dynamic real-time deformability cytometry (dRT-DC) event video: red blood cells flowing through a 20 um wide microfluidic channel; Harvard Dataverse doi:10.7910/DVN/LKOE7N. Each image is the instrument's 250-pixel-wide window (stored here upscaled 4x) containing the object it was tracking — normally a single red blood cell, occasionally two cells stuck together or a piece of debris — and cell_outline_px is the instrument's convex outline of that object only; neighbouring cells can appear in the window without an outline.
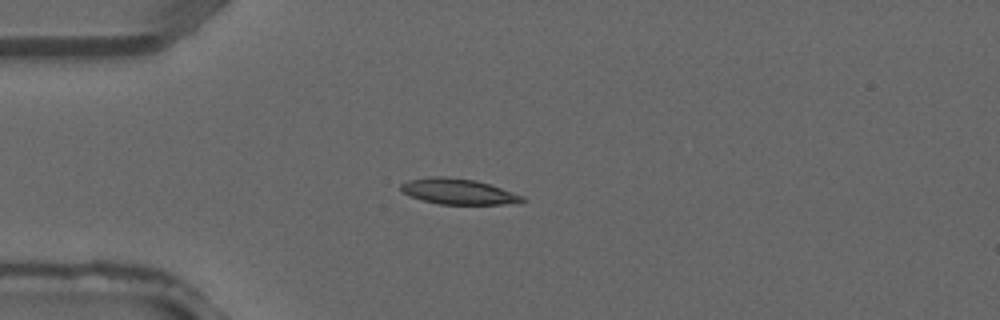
{"species": "common noctule bat (a hibernating species)", "species_latin": "Nyctalus noctula", "temperature_condition": "warm", "stored_images_in_passage": 3, "camera_frame_rate_fps": 3000, "um_per_image_px": 0.085, "animal": {"sex": "male", "forearm_length_mm": 52.5}, "frame": {"image": 1, "passage_image": 3, "time_ms": 0.667, "image_size_px": [1000, 320], "cell_outline_px": [[528, 200], [520, 204], [440, 204], [424, 200], [412, 196], [404, 192], [400, 188], [400, 184], [408, 180], [428, 176], [444, 176], [476, 180], [524, 196]], "centroid_in_image_um": [39.0, 16.28], "position_along_channel_um": 46.0, "area_um2": 18.15}}